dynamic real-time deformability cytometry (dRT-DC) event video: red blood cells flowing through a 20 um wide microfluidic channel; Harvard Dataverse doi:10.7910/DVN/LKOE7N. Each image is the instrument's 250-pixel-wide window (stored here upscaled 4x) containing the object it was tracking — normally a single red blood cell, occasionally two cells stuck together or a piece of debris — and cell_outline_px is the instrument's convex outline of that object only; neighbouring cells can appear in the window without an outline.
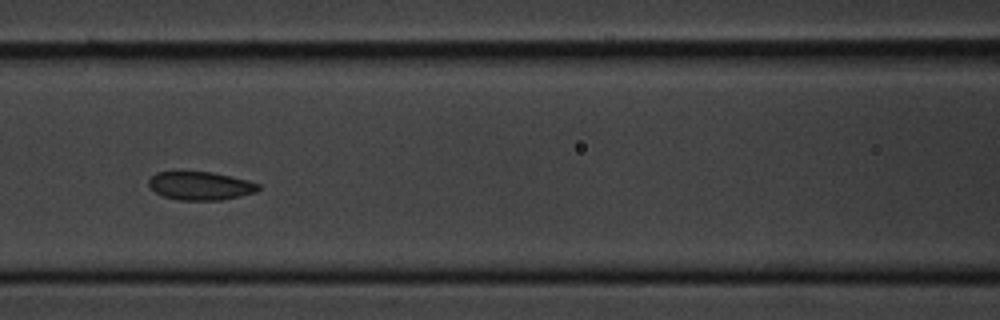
{"species": "common noctule bat (a hibernating species)", "species_latin": "Nyctalus noctula", "temperature_condition": "cold", "stored_images_in_passage": 13, "camera_frame_rate_fps": 3000, "um_per_image_px": 0.085, "animal": {"sex": "male", "body_mass_g": 20.1, "forearm_length_mm": 53.5}, "frame": {"image": 1, "passage_image": 10, "time_ms": 3.0, "image_size_px": [1000, 320], "cell_outline_px": [[260, 188], [256, 192], [240, 196], [220, 200], [176, 200], [164, 196], [156, 192], [148, 184], [148, 180], [156, 172], [212, 172], [232, 176], [248, 180], [260, 184]], "centroid_in_image_um": [17.06, 15.79], "position_along_channel_um": 149.5, "area_um2": 18.09}}